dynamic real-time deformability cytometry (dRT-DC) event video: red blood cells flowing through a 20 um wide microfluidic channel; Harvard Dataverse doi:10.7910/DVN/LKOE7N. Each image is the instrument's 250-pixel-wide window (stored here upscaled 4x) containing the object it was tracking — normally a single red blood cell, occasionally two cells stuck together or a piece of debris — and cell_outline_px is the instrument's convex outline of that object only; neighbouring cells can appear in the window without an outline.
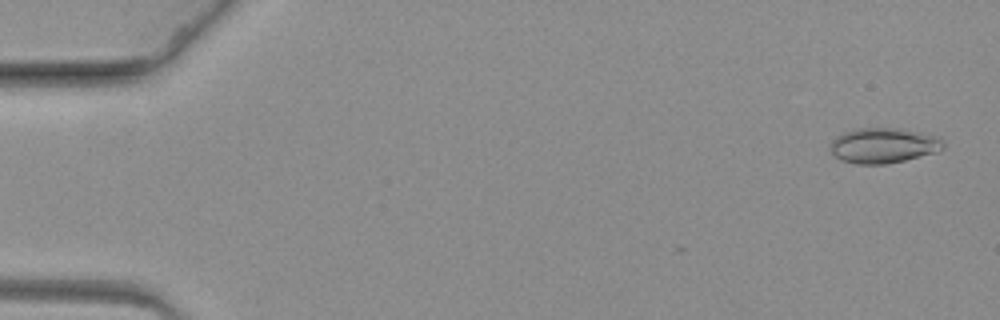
{"species": "common noctule bat (a hibernating species)", "species_latin": "Nyctalus noctula", "temperature_condition": "warm", "stored_images_in_passage": 3, "camera_frame_rate_fps": 3000, "um_per_image_px": 0.085, "animal": {"sex": "female", "body_mass_g": 19.3, "forearm_length_mm": 54.1}, "frame": {"image": 1, "passage_image": 3, "time_ms": 0.667, "image_size_px": [1000, 320], "cell_outline_px": [[944, 148], [936, 152], [888, 164], [856, 164], [840, 160], [832, 156], [832, 140], [836, 136], [844, 132], [856, 128], [900, 128], [940, 136], [944, 140]], "centroid_in_image_um": [75.11, 12.36], "position_along_channel_um": 9.9, "area_um2": 23.41}}